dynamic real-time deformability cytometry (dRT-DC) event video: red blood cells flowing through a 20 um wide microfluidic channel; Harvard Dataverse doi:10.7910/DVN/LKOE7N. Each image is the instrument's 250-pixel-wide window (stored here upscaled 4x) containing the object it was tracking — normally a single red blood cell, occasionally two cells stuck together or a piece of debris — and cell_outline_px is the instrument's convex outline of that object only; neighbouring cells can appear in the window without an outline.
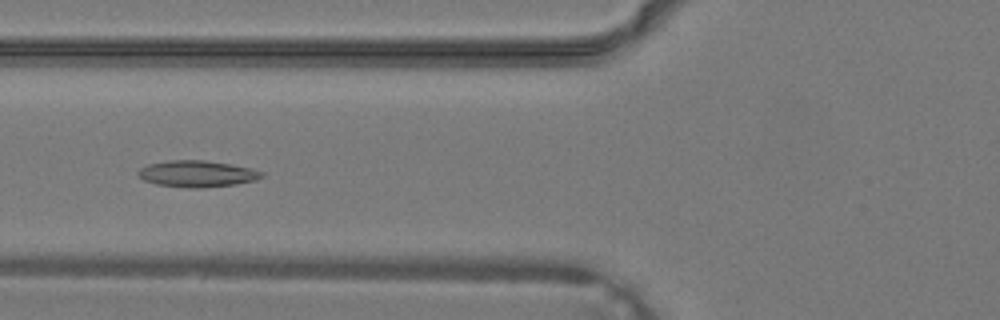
{"species": "common noctule bat (a hibernating species)", "species_latin": "Nyctalus noctula", "temperature_condition": "warm", "stored_images_in_passage": 39, "camera_frame_rate_fps": 3000, "um_per_image_px": 0.085, "animal": {"sex": "male", "body_mass_g": 19.2, "forearm_length_mm": 51.8}, "frame": {"image": 1, "passage_image": 16, "time_ms": 5.0, "image_size_px": [1000, 320], "cell_outline_px": [[264, 176], [256, 180], [236, 184], [200, 188], [188, 188], [156, 184], [144, 180], [136, 176], [136, 172], [140, 168], [148, 164], [172, 160], [204, 160], [232, 164], [252, 168], [264, 172]], "centroid_in_image_um": [16.75, 14.77], "position_along_channel_um": 109.0, "area_um2": 19.25}}
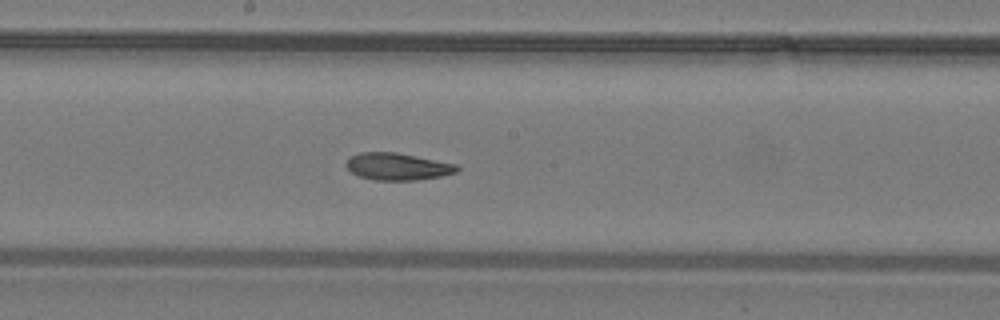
{"frame": {"image": 2, "passage_image": 22, "time_ms": 7.0, "image_size_px": [1000, 320], "cell_outline_px": [[460, 168], [456, 172], [440, 176], [416, 180], [376, 180], [360, 176], [352, 172], [344, 164], [348, 156], [360, 152], [396, 152], [456, 164]], "centroid_in_image_um": [33.75, 14.14], "position_along_channel_um": 214.4, "area_um2": 17.46}}
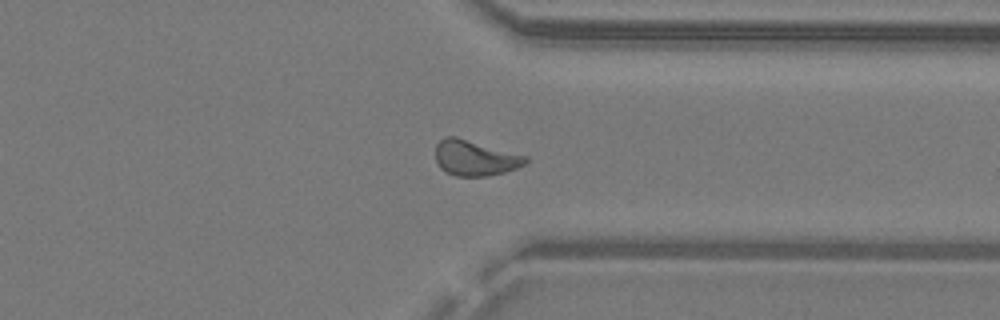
{"frame": {"image": 3, "passage_image": 31, "time_ms": 10.0, "image_size_px": [1000, 320], "cell_outline_px": [[528, 160], [524, 164], [516, 168], [504, 172], [488, 176], [456, 176], [444, 172], [440, 168], [436, 160], [436, 144], [444, 136], [456, 136], [528, 156]], "centroid_in_image_um": [40.36, 13.42], "position_along_channel_um": 371.0, "area_um2": 18.73}}